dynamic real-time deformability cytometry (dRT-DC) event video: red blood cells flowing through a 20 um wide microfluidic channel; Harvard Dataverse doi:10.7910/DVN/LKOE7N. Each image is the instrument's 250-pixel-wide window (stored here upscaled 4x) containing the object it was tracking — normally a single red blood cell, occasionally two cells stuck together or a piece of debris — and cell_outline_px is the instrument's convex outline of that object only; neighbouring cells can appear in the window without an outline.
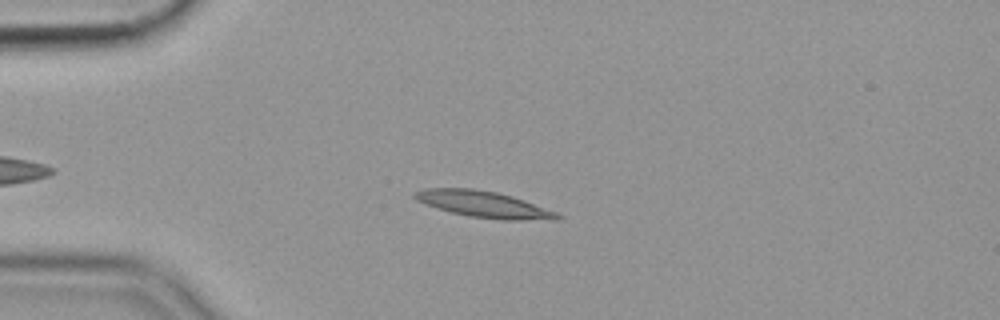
{"species": "common noctule bat (a hibernating species)", "species_latin": "Nyctalus noctula", "temperature_condition": "cold", "stored_images_in_passage": 57, "camera_frame_rate_fps": 3000, "um_per_image_px": 0.085, "animal": {"sex": "female", "body_mass_g": 19.9}, "frame": {"image": 1, "passage_image": 15, "time_ms": 4.667, "image_size_px": [1000, 320], "cell_outline_px": [[560, 216], [476, 216], [456, 212], [440, 208], [420, 200], [416, 196], [420, 192], [436, 188], [460, 188], [492, 192], [508, 196], [520, 200]], "centroid_in_image_um": [40.79, 17.26], "position_along_channel_um": 44.2, "area_um2": 17.69}}
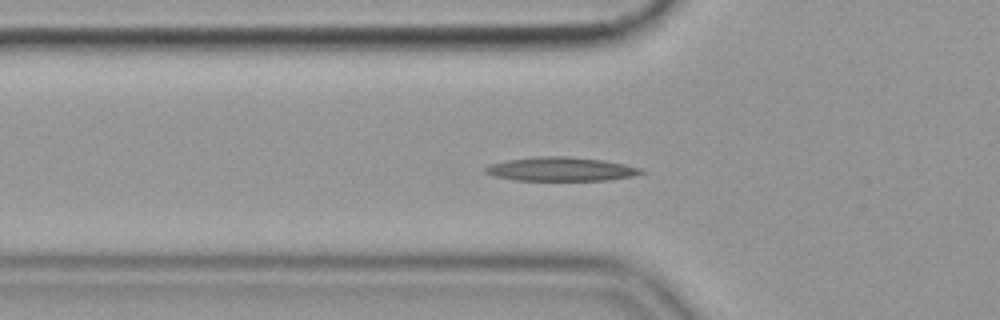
{"frame": {"image": 2, "passage_image": 20, "time_ms": 6.333, "image_size_px": [1000, 320], "cell_outline_px": [[640, 172], [624, 176], [596, 180], [524, 180], [500, 176], [488, 172], [488, 168], [496, 164], [516, 160], [596, 160], [616, 164], [632, 168]], "centroid_in_image_um": [47.62, 14.45], "position_along_channel_um": 78.2, "area_um2": 17.8}}
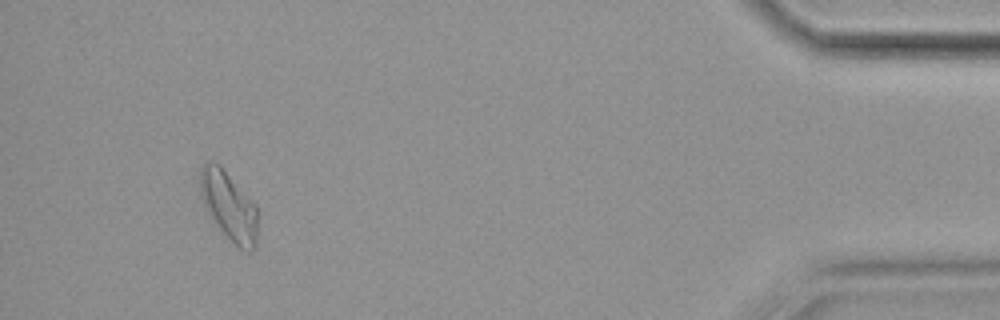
{"frame": {"image": 3, "passage_image": 54, "time_ms": 17.667, "image_size_px": [1000, 320], "cell_outline_px": [[256, 228], [252, 244], [236, 244], [228, 236], [220, 224], [208, 200], [204, 188], [204, 176], [216, 164], [224, 172], [256, 208]], "centroid_in_image_um": [19.61, 17.57], "position_along_channel_um": 415.6, "area_um2": 17.8}, "authors_computed_cell_mechanics": {"area_um2": 16.9932, "velocity_mm_per_s": 3.525, "shape_relaxation_time_tau1_ms": null, "shape_relaxation_time_tau2_ms": 7.166, "deformation_change_tau1": null, "deformation_change_tau2": 0.1849}}